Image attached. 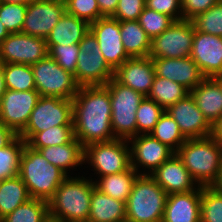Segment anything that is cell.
<instances>
[{
	"mask_svg": "<svg viewBox=\"0 0 222 222\" xmlns=\"http://www.w3.org/2000/svg\"><path fill=\"white\" fill-rule=\"evenodd\" d=\"M9 35V32L5 28L4 24L0 21V43Z\"/></svg>",
	"mask_w": 222,
	"mask_h": 222,
	"instance_id": "obj_51",
	"label": "cell"
},
{
	"mask_svg": "<svg viewBox=\"0 0 222 222\" xmlns=\"http://www.w3.org/2000/svg\"><path fill=\"white\" fill-rule=\"evenodd\" d=\"M0 55L3 64L33 65L48 55L47 42L45 38L12 33L0 43Z\"/></svg>",
	"mask_w": 222,
	"mask_h": 222,
	"instance_id": "obj_12",
	"label": "cell"
},
{
	"mask_svg": "<svg viewBox=\"0 0 222 222\" xmlns=\"http://www.w3.org/2000/svg\"><path fill=\"white\" fill-rule=\"evenodd\" d=\"M212 187L217 190L220 194H222V168L219 172L218 178L212 184Z\"/></svg>",
	"mask_w": 222,
	"mask_h": 222,
	"instance_id": "obj_50",
	"label": "cell"
},
{
	"mask_svg": "<svg viewBox=\"0 0 222 222\" xmlns=\"http://www.w3.org/2000/svg\"><path fill=\"white\" fill-rule=\"evenodd\" d=\"M155 76L153 60L149 56L128 58L114 71V78L119 83L144 96L149 94Z\"/></svg>",
	"mask_w": 222,
	"mask_h": 222,
	"instance_id": "obj_20",
	"label": "cell"
},
{
	"mask_svg": "<svg viewBox=\"0 0 222 222\" xmlns=\"http://www.w3.org/2000/svg\"><path fill=\"white\" fill-rule=\"evenodd\" d=\"M164 111L155 101L145 96L136 111L137 135L149 134Z\"/></svg>",
	"mask_w": 222,
	"mask_h": 222,
	"instance_id": "obj_36",
	"label": "cell"
},
{
	"mask_svg": "<svg viewBox=\"0 0 222 222\" xmlns=\"http://www.w3.org/2000/svg\"><path fill=\"white\" fill-rule=\"evenodd\" d=\"M190 57L205 77L222 73V37L195 30Z\"/></svg>",
	"mask_w": 222,
	"mask_h": 222,
	"instance_id": "obj_19",
	"label": "cell"
},
{
	"mask_svg": "<svg viewBox=\"0 0 222 222\" xmlns=\"http://www.w3.org/2000/svg\"><path fill=\"white\" fill-rule=\"evenodd\" d=\"M26 142L19 135L0 149V180L18 176L21 156Z\"/></svg>",
	"mask_w": 222,
	"mask_h": 222,
	"instance_id": "obj_34",
	"label": "cell"
},
{
	"mask_svg": "<svg viewBox=\"0 0 222 222\" xmlns=\"http://www.w3.org/2000/svg\"><path fill=\"white\" fill-rule=\"evenodd\" d=\"M101 53L107 64L115 71L128 58L120 33V21L112 17H102L90 24Z\"/></svg>",
	"mask_w": 222,
	"mask_h": 222,
	"instance_id": "obj_16",
	"label": "cell"
},
{
	"mask_svg": "<svg viewBox=\"0 0 222 222\" xmlns=\"http://www.w3.org/2000/svg\"><path fill=\"white\" fill-rule=\"evenodd\" d=\"M48 202L30 198L13 212L1 219V222H49Z\"/></svg>",
	"mask_w": 222,
	"mask_h": 222,
	"instance_id": "obj_31",
	"label": "cell"
},
{
	"mask_svg": "<svg viewBox=\"0 0 222 222\" xmlns=\"http://www.w3.org/2000/svg\"><path fill=\"white\" fill-rule=\"evenodd\" d=\"M191 21L196 31L222 37V0Z\"/></svg>",
	"mask_w": 222,
	"mask_h": 222,
	"instance_id": "obj_38",
	"label": "cell"
},
{
	"mask_svg": "<svg viewBox=\"0 0 222 222\" xmlns=\"http://www.w3.org/2000/svg\"><path fill=\"white\" fill-rule=\"evenodd\" d=\"M27 4L0 2V21L12 33H21Z\"/></svg>",
	"mask_w": 222,
	"mask_h": 222,
	"instance_id": "obj_40",
	"label": "cell"
},
{
	"mask_svg": "<svg viewBox=\"0 0 222 222\" xmlns=\"http://www.w3.org/2000/svg\"><path fill=\"white\" fill-rule=\"evenodd\" d=\"M2 66L7 89L14 91L36 90L31 65L6 63Z\"/></svg>",
	"mask_w": 222,
	"mask_h": 222,
	"instance_id": "obj_32",
	"label": "cell"
},
{
	"mask_svg": "<svg viewBox=\"0 0 222 222\" xmlns=\"http://www.w3.org/2000/svg\"><path fill=\"white\" fill-rule=\"evenodd\" d=\"M174 21L172 17L156 12L146 6L138 18L139 24L151 39L169 28Z\"/></svg>",
	"mask_w": 222,
	"mask_h": 222,
	"instance_id": "obj_39",
	"label": "cell"
},
{
	"mask_svg": "<svg viewBox=\"0 0 222 222\" xmlns=\"http://www.w3.org/2000/svg\"><path fill=\"white\" fill-rule=\"evenodd\" d=\"M150 175L167 194L193 191L199 187L176 153Z\"/></svg>",
	"mask_w": 222,
	"mask_h": 222,
	"instance_id": "obj_21",
	"label": "cell"
},
{
	"mask_svg": "<svg viewBox=\"0 0 222 222\" xmlns=\"http://www.w3.org/2000/svg\"><path fill=\"white\" fill-rule=\"evenodd\" d=\"M18 135L0 121V149L9 145Z\"/></svg>",
	"mask_w": 222,
	"mask_h": 222,
	"instance_id": "obj_47",
	"label": "cell"
},
{
	"mask_svg": "<svg viewBox=\"0 0 222 222\" xmlns=\"http://www.w3.org/2000/svg\"><path fill=\"white\" fill-rule=\"evenodd\" d=\"M144 8L145 0H118V6L112 18L119 21L138 20Z\"/></svg>",
	"mask_w": 222,
	"mask_h": 222,
	"instance_id": "obj_43",
	"label": "cell"
},
{
	"mask_svg": "<svg viewBox=\"0 0 222 222\" xmlns=\"http://www.w3.org/2000/svg\"><path fill=\"white\" fill-rule=\"evenodd\" d=\"M152 60L156 76L172 80L189 91L206 78L190 56L183 58H152Z\"/></svg>",
	"mask_w": 222,
	"mask_h": 222,
	"instance_id": "obj_18",
	"label": "cell"
},
{
	"mask_svg": "<svg viewBox=\"0 0 222 222\" xmlns=\"http://www.w3.org/2000/svg\"><path fill=\"white\" fill-rule=\"evenodd\" d=\"M165 111L175 120L186 139L211 136L212 125L204 117L191 94L169 106Z\"/></svg>",
	"mask_w": 222,
	"mask_h": 222,
	"instance_id": "obj_17",
	"label": "cell"
},
{
	"mask_svg": "<svg viewBox=\"0 0 222 222\" xmlns=\"http://www.w3.org/2000/svg\"><path fill=\"white\" fill-rule=\"evenodd\" d=\"M103 17H112L117 9L118 0H97Z\"/></svg>",
	"mask_w": 222,
	"mask_h": 222,
	"instance_id": "obj_46",
	"label": "cell"
},
{
	"mask_svg": "<svg viewBox=\"0 0 222 222\" xmlns=\"http://www.w3.org/2000/svg\"><path fill=\"white\" fill-rule=\"evenodd\" d=\"M202 186L196 190L167 195L162 222H201Z\"/></svg>",
	"mask_w": 222,
	"mask_h": 222,
	"instance_id": "obj_22",
	"label": "cell"
},
{
	"mask_svg": "<svg viewBox=\"0 0 222 222\" xmlns=\"http://www.w3.org/2000/svg\"><path fill=\"white\" fill-rule=\"evenodd\" d=\"M213 78L216 80V82L219 84V86L222 89V73L215 75Z\"/></svg>",
	"mask_w": 222,
	"mask_h": 222,
	"instance_id": "obj_53",
	"label": "cell"
},
{
	"mask_svg": "<svg viewBox=\"0 0 222 222\" xmlns=\"http://www.w3.org/2000/svg\"><path fill=\"white\" fill-rule=\"evenodd\" d=\"M88 222H126V202L114 199L95 188L91 195Z\"/></svg>",
	"mask_w": 222,
	"mask_h": 222,
	"instance_id": "obj_26",
	"label": "cell"
},
{
	"mask_svg": "<svg viewBox=\"0 0 222 222\" xmlns=\"http://www.w3.org/2000/svg\"><path fill=\"white\" fill-rule=\"evenodd\" d=\"M126 139L92 143L84 147V163L90 164L98 177L126 171L130 166V147Z\"/></svg>",
	"mask_w": 222,
	"mask_h": 222,
	"instance_id": "obj_10",
	"label": "cell"
},
{
	"mask_svg": "<svg viewBox=\"0 0 222 222\" xmlns=\"http://www.w3.org/2000/svg\"><path fill=\"white\" fill-rule=\"evenodd\" d=\"M38 151L67 176H70L71 168L84 164V147L75 137L67 144L47 146Z\"/></svg>",
	"mask_w": 222,
	"mask_h": 222,
	"instance_id": "obj_25",
	"label": "cell"
},
{
	"mask_svg": "<svg viewBox=\"0 0 222 222\" xmlns=\"http://www.w3.org/2000/svg\"><path fill=\"white\" fill-rule=\"evenodd\" d=\"M195 27L190 20L174 21L173 24L151 41V58L189 57L192 51Z\"/></svg>",
	"mask_w": 222,
	"mask_h": 222,
	"instance_id": "obj_11",
	"label": "cell"
},
{
	"mask_svg": "<svg viewBox=\"0 0 222 222\" xmlns=\"http://www.w3.org/2000/svg\"><path fill=\"white\" fill-rule=\"evenodd\" d=\"M120 33L124 49L130 58L149 56L152 39L138 20L120 21Z\"/></svg>",
	"mask_w": 222,
	"mask_h": 222,
	"instance_id": "obj_27",
	"label": "cell"
},
{
	"mask_svg": "<svg viewBox=\"0 0 222 222\" xmlns=\"http://www.w3.org/2000/svg\"><path fill=\"white\" fill-rule=\"evenodd\" d=\"M18 176L27 186L31 198L48 202L68 177L38 151L25 144Z\"/></svg>",
	"mask_w": 222,
	"mask_h": 222,
	"instance_id": "obj_4",
	"label": "cell"
},
{
	"mask_svg": "<svg viewBox=\"0 0 222 222\" xmlns=\"http://www.w3.org/2000/svg\"><path fill=\"white\" fill-rule=\"evenodd\" d=\"M65 12L64 0L30 1L21 33L46 39Z\"/></svg>",
	"mask_w": 222,
	"mask_h": 222,
	"instance_id": "obj_15",
	"label": "cell"
},
{
	"mask_svg": "<svg viewBox=\"0 0 222 222\" xmlns=\"http://www.w3.org/2000/svg\"><path fill=\"white\" fill-rule=\"evenodd\" d=\"M40 96L72 99L80 86L72 73L65 71L49 55L31 65Z\"/></svg>",
	"mask_w": 222,
	"mask_h": 222,
	"instance_id": "obj_9",
	"label": "cell"
},
{
	"mask_svg": "<svg viewBox=\"0 0 222 222\" xmlns=\"http://www.w3.org/2000/svg\"><path fill=\"white\" fill-rule=\"evenodd\" d=\"M30 198L27 186L19 176L1 180L0 220Z\"/></svg>",
	"mask_w": 222,
	"mask_h": 222,
	"instance_id": "obj_29",
	"label": "cell"
},
{
	"mask_svg": "<svg viewBox=\"0 0 222 222\" xmlns=\"http://www.w3.org/2000/svg\"><path fill=\"white\" fill-rule=\"evenodd\" d=\"M60 125H73L72 99L40 96L19 136L27 143L36 133Z\"/></svg>",
	"mask_w": 222,
	"mask_h": 222,
	"instance_id": "obj_8",
	"label": "cell"
},
{
	"mask_svg": "<svg viewBox=\"0 0 222 222\" xmlns=\"http://www.w3.org/2000/svg\"><path fill=\"white\" fill-rule=\"evenodd\" d=\"M79 44L72 45H54L49 51L48 55L54 59L65 71L75 74L78 55Z\"/></svg>",
	"mask_w": 222,
	"mask_h": 222,
	"instance_id": "obj_42",
	"label": "cell"
},
{
	"mask_svg": "<svg viewBox=\"0 0 222 222\" xmlns=\"http://www.w3.org/2000/svg\"><path fill=\"white\" fill-rule=\"evenodd\" d=\"M190 94L211 125L222 116V89L214 78L206 77Z\"/></svg>",
	"mask_w": 222,
	"mask_h": 222,
	"instance_id": "obj_23",
	"label": "cell"
},
{
	"mask_svg": "<svg viewBox=\"0 0 222 222\" xmlns=\"http://www.w3.org/2000/svg\"><path fill=\"white\" fill-rule=\"evenodd\" d=\"M219 1L220 0H182L183 19L191 21Z\"/></svg>",
	"mask_w": 222,
	"mask_h": 222,
	"instance_id": "obj_45",
	"label": "cell"
},
{
	"mask_svg": "<svg viewBox=\"0 0 222 222\" xmlns=\"http://www.w3.org/2000/svg\"><path fill=\"white\" fill-rule=\"evenodd\" d=\"M201 222H222V194L212 186H202Z\"/></svg>",
	"mask_w": 222,
	"mask_h": 222,
	"instance_id": "obj_37",
	"label": "cell"
},
{
	"mask_svg": "<svg viewBox=\"0 0 222 222\" xmlns=\"http://www.w3.org/2000/svg\"><path fill=\"white\" fill-rule=\"evenodd\" d=\"M145 6L156 12L166 14L175 21L183 19L182 0H145Z\"/></svg>",
	"mask_w": 222,
	"mask_h": 222,
	"instance_id": "obj_44",
	"label": "cell"
},
{
	"mask_svg": "<svg viewBox=\"0 0 222 222\" xmlns=\"http://www.w3.org/2000/svg\"><path fill=\"white\" fill-rule=\"evenodd\" d=\"M74 138L73 125H60L36 133L26 144L38 150L47 146L69 143Z\"/></svg>",
	"mask_w": 222,
	"mask_h": 222,
	"instance_id": "obj_35",
	"label": "cell"
},
{
	"mask_svg": "<svg viewBox=\"0 0 222 222\" xmlns=\"http://www.w3.org/2000/svg\"><path fill=\"white\" fill-rule=\"evenodd\" d=\"M74 137L83 147L117 139L111 127V100L105 86H82L73 100Z\"/></svg>",
	"mask_w": 222,
	"mask_h": 222,
	"instance_id": "obj_1",
	"label": "cell"
},
{
	"mask_svg": "<svg viewBox=\"0 0 222 222\" xmlns=\"http://www.w3.org/2000/svg\"><path fill=\"white\" fill-rule=\"evenodd\" d=\"M127 141L131 144L130 164L138 174L150 175L175 153L151 134H139ZM141 167L145 168L143 171L147 169L148 172L138 170Z\"/></svg>",
	"mask_w": 222,
	"mask_h": 222,
	"instance_id": "obj_13",
	"label": "cell"
},
{
	"mask_svg": "<svg viewBox=\"0 0 222 222\" xmlns=\"http://www.w3.org/2000/svg\"><path fill=\"white\" fill-rule=\"evenodd\" d=\"M149 134L174 152L187 140L180 132L178 124L166 111L160 116L154 129Z\"/></svg>",
	"mask_w": 222,
	"mask_h": 222,
	"instance_id": "obj_33",
	"label": "cell"
},
{
	"mask_svg": "<svg viewBox=\"0 0 222 222\" xmlns=\"http://www.w3.org/2000/svg\"><path fill=\"white\" fill-rule=\"evenodd\" d=\"M167 193L148 174H139L126 202V222H162Z\"/></svg>",
	"mask_w": 222,
	"mask_h": 222,
	"instance_id": "obj_5",
	"label": "cell"
},
{
	"mask_svg": "<svg viewBox=\"0 0 222 222\" xmlns=\"http://www.w3.org/2000/svg\"><path fill=\"white\" fill-rule=\"evenodd\" d=\"M6 90H7V87H6V82H5L3 66H1L0 67V101L4 93L6 92Z\"/></svg>",
	"mask_w": 222,
	"mask_h": 222,
	"instance_id": "obj_49",
	"label": "cell"
},
{
	"mask_svg": "<svg viewBox=\"0 0 222 222\" xmlns=\"http://www.w3.org/2000/svg\"><path fill=\"white\" fill-rule=\"evenodd\" d=\"M188 94H190V91L184 86L167 78L155 76L147 97L166 110L169 106L183 99Z\"/></svg>",
	"mask_w": 222,
	"mask_h": 222,
	"instance_id": "obj_30",
	"label": "cell"
},
{
	"mask_svg": "<svg viewBox=\"0 0 222 222\" xmlns=\"http://www.w3.org/2000/svg\"><path fill=\"white\" fill-rule=\"evenodd\" d=\"M0 2L28 4L30 0H0Z\"/></svg>",
	"mask_w": 222,
	"mask_h": 222,
	"instance_id": "obj_52",
	"label": "cell"
},
{
	"mask_svg": "<svg viewBox=\"0 0 222 222\" xmlns=\"http://www.w3.org/2000/svg\"><path fill=\"white\" fill-rule=\"evenodd\" d=\"M111 100V127L117 139L137 136L136 111L144 95L119 83L114 77L105 85Z\"/></svg>",
	"mask_w": 222,
	"mask_h": 222,
	"instance_id": "obj_6",
	"label": "cell"
},
{
	"mask_svg": "<svg viewBox=\"0 0 222 222\" xmlns=\"http://www.w3.org/2000/svg\"><path fill=\"white\" fill-rule=\"evenodd\" d=\"M79 51L74 74L77 84L80 87L105 86L114 77V70L105 61L90 30L79 42Z\"/></svg>",
	"mask_w": 222,
	"mask_h": 222,
	"instance_id": "obj_7",
	"label": "cell"
},
{
	"mask_svg": "<svg viewBox=\"0 0 222 222\" xmlns=\"http://www.w3.org/2000/svg\"><path fill=\"white\" fill-rule=\"evenodd\" d=\"M89 30L88 22L65 12L46 38L48 51L58 44H79Z\"/></svg>",
	"mask_w": 222,
	"mask_h": 222,
	"instance_id": "obj_24",
	"label": "cell"
},
{
	"mask_svg": "<svg viewBox=\"0 0 222 222\" xmlns=\"http://www.w3.org/2000/svg\"><path fill=\"white\" fill-rule=\"evenodd\" d=\"M93 179L68 176L48 201L50 220L55 222H88Z\"/></svg>",
	"mask_w": 222,
	"mask_h": 222,
	"instance_id": "obj_2",
	"label": "cell"
},
{
	"mask_svg": "<svg viewBox=\"0 0 222 222\" xmlns=\"http://www.w3.org/2000/svg\"><path fill=\"white\" fill-rule=\"evenodd\" d=\"M39 97L37 90L7 89L0 101V121L19 135L25 129Z\"/></svg>",
	"mask_w": 222,
	"mask_h": 222,
	"instance_id": "obj_14",
	"label": "cell"
},
{
	"mask_svg": "<svg viewBox=\"0 0 222 222\" xmlns=\"http://www.w3.org/2000/svg\"><path fill=\"white\" fill-rule=\"evenodd\" d=\"M199 186H212L222 168V144L212 136L187 139L175 152Z\"/></svg>",
	"mask_w": 222,
	"mask_h": 222,
	"instance_id": "obj_3",
	"label": "cell"
},
{
	"mask_svg": "<svg viewBox=\"0 0 222 222\" xmlns=\"http://www.w3.org/2000/svg\"><path fill=\"white\" fill-rule=\"evenodd\" d=\"M66 12L74 15L75 17L85 20L89 24L97 21L103 16L97 0H64Z\"/></svg>",
	"mask_w": 222,
	"mask_h": 222,
	"instance_id": "obj_41",
	"label": "cell"
},
{
	"mask_svg": "<svg viewBox=\"0 0 222 222\" xmlns=\"http://www.w3.org/2000/svg\"><path fill=\"white\" fill-rule=\"evenodd\" d=\"M3 65V62L1 60V55H0V67Z\"/></svg>",
	"mask_w": 222,
	"mask_h": 222,
	"instance_id": "obj_54",
	"label": "cell"
},
{
	"mask_svg": "<svg viewBox=\"0 0 222 222\" xmlns=\"http://www.w3.org/2000/svg\"><path fill=\"white\" fill-rule=\"evenodd\" d=\"M211 136L222 144V116L212 125Z\"/></svg>",
	"mask_w": 222,
	"mask_h": 222,
	"instance_id": "obj_48",
	"label": "cell"
},
{
	"mask_svg": "<svg viewBox=\"0 0 222 222\" xmlns=\"http://www.w3.org/2000/svg\"><path fill=\"white\" fill-rule=\"evenodd\" d=\"M138 175L137 171L130 166L126 171L98 177L99 180L96 179L94 184L100 192L127 202Z\"/></svg>",
	"mask_w": 222,
	"mask_h": 222,
	"instance_id": "obj_28",
	"label": "cell"
}]
</instances>
